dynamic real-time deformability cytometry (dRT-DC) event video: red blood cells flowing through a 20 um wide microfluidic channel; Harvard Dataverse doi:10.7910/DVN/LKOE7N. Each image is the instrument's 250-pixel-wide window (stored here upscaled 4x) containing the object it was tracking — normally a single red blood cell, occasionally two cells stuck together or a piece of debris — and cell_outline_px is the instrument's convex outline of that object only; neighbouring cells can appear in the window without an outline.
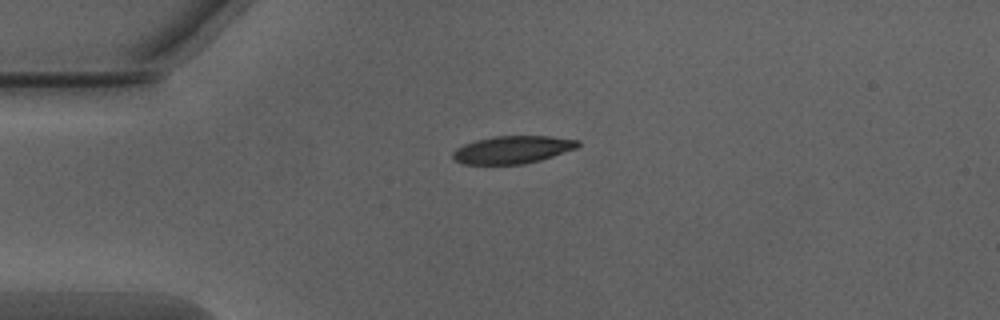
{"species": "Egyptian fruit bat (a non-hibernating species)", "species_latin": "Rousettus aegyptiacus", "temperature_condition": "warm", "stored_images_in_passage": 26, "camera_frame_rate_fps": 3000, "um_per_image_px": 0.085, "animal": {"sex": "male"}, "frame": {"image": 1, "passage_image": 1, "time_ms": 0.0, "image_size_px": [1000, 320], "cell_outline_px": [[580, 144], [576, 148], [540, 160], [524, 164], [464, 164], [456, 160], [452, 156], [452, 152], [456, 148], [464, 144], [476, 140], [492, 136], [552, 136], [580, 140]], "centroid_in_image_um": [43.56, 12.71], "position_along_channel_um": 41.4, "area_um2": 20.11}}
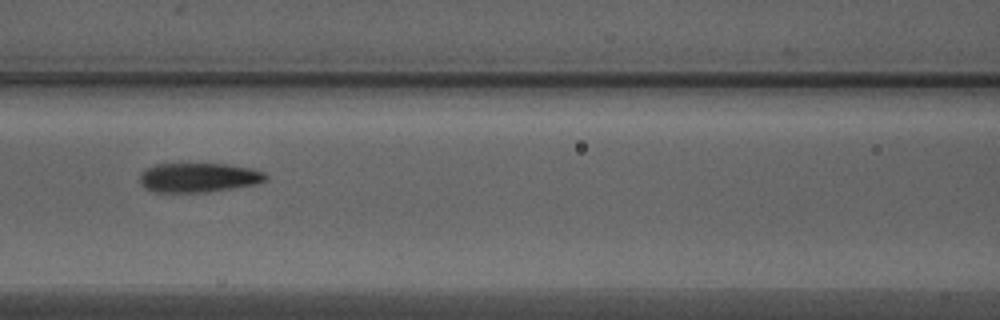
{"frame": {"image": 2, "passage_image": 11, "time_ms": 3.333, "image_size_px": [1000, 320], "cell_outline_px": [[268, 180], [256, 184], [208, 192], [152, 192], [144, 188], [140, 184], [140, 172], [144, 168], [156, 164], [228, 164], [252, 168], [264, 172], [268, 176]], "centroid_in_image_um": [16.86, 15.09], "position_along_channel_um": 149.7, "area_um2": 21.85}}
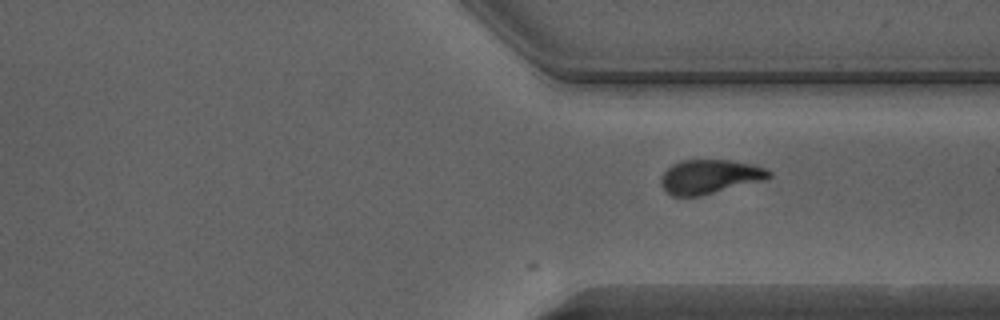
{"frame": {"image": 3, "passage_image": 26, "time_ms": 8.333, "image_size_px": [1000, 320], "cell_outline_px": [[772, 176], [764, 180], [700, 196], [672, 196], [660, 184], [660, 176], [672, 164], [680, 160], [728, 160], [752, 164], [764, 168], [772, 172]], "centroid_in_image_um": [60.31, 15.01], "position_along_channel_um": 351.1, "area_um2": 21.44}}